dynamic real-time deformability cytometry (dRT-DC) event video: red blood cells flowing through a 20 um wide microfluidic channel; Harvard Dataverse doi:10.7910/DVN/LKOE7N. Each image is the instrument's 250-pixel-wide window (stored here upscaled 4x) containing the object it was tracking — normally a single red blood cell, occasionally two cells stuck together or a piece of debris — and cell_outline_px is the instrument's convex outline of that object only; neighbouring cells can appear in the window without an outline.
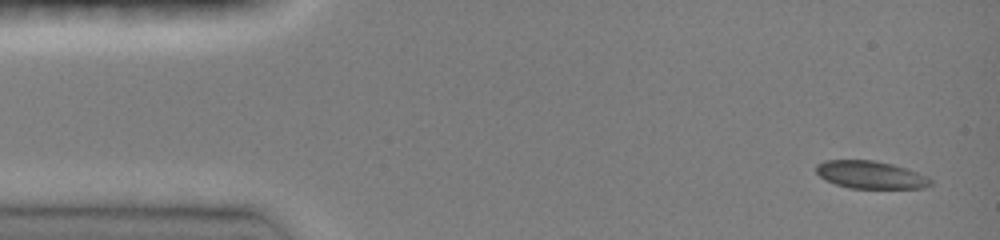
{"species": "common noctule bat (a hibernating species)", "species_latin": "Nyctalus noctula", "temperature_condition": "room temperature", "stored_images_in_passage": 5, "camera_frame_rate_fps": 3000, "um_per_image_px": 0.085, "animal": {"sex": "female", "body_mass_g": 19.0, "forearm_length_mm": 51.5}, "frame": {"image": 1, "passage_image": 1, "time_ms": 0.0, "image_size_px": [1000, 240], "cell_outline_px": [[932, 184], [924, 188], [848, 188], [824, 180], [816, 172], [816, 164], [824, 160], [872, 160], [892, 164], [908, 168], [932, 180]], "centroid_in_image_um": [73.96, 14.85], "position_along_channel_um": 11.0, "area_um2": 18.44}}
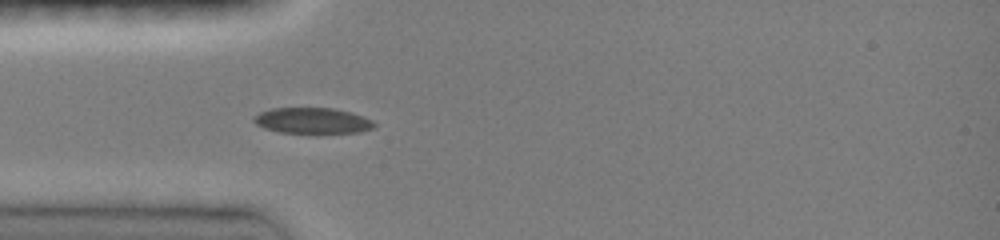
{"frame": {"image": 2, "passage_image": 5, "time_ms": 3.667, "image_size_px": [1000, 240], "cell_outline_px": [[376, 128], [360, 132], [280, 132], [264, 128], [256, 124], [252, 120], [252, 116], [260, 112], [272, 108], [332, 108], [352, 112], [364, 116], [372, 120], [376, 124]], "centroid_in_image_um": [26.57, 10.24], "position_along_channel_um": 58.4, "area_um2": 18.09}}